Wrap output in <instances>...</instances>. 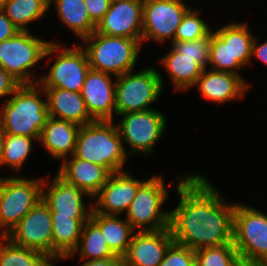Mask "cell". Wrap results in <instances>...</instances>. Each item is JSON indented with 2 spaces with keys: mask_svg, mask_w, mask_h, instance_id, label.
Wrapping results in <instances>:
<instances>
[{
  "mask_svg": "<svg viewBox=\"0 0 267 266\" xmlns=\"http://www.w3.org/2000/svg\"><path fill=\"white\" fill-rule=\"evenodd\" d=\"M177 179L180 199L169 211L174 242L194 251L232 243L235 202L227 203L203 175L190 172Z\"/></svg>",
  "mask_w": 267,
  "mask_h": 266,
  "instance_id": "1",
  "label": "cell"
},
{
  "mask_svg": "<svg viewBox=\"0 0 267 266\" xmlns=\"http://www.w3.org/2000/svg\"><path fill=\"white\" fill-rule=\"evenodd\" d=\"M43 88L38 84H21L6 98L0 110V124L6 134L22 135L39 141L49 112Z\"/></svg>",
  "mask_w": 267,
  "mask_h": 266,
  "instance_id": "2",
  "label": "cell"
},
{
  "mask_svg": "<svg viewBox=\"0 0 267 266\" xmlns=\"http://www.w3.org/2000/svg\"><path fill=\"white\" fill-rule=\"evenodd\" d=\"M114 120H95L80 127L74 155L106 167L111 173L125 171V145Z\"/></svg>",
  "mask_w": 267,
  "mask_h": 266,
  "instance_id": "3",
  "label": "cell"
},
{
  "mask_svg": "<svg viewBox=\"0 0 267 266\" xmlns=\"http://www.w3.org/2000/svg\"><path fill=\"white\" fill-rule=\"evenodd\" d=\"M141 45L142 39L103 35L96 30L81 40L90 68L114 76L134 71Z\"/></svg>",
  "mask_w": 267,
  "mask_h": 266,
  "instance_id": "4",
  "label": "cell"
},
{
  "mask_svg": "<svg viewBox=\"0 0 267 266\" xmlns=\"http://www.w3.org/2000/svg\"><path fill=\"white\" fill-rule=\"evenodd\" d=\"M233 244L247 266L267 264V215L253 206L235 204Z\"/></svg>",
  "mask_w": 267,
  "mask_h": 266,
  "instance_id": "5",
  "label": "cell"
},
{
  "mask_svg": "<svg viewBox=\"0 0 267 266\" xmlns=\"http://www.w3.org/2000/svg\"><path fill=\"white\" fill-rule=\"evenodd\" d=\"M50 41L28 31H19L0 42V66L20 84H36L34 67L44 59ZM33 76V77H32ZM39 78V79H38Z\"/></svg>",
  "mask_w": 267,
  "mask_h": 266,
  "instance_id": "6",
  "label": "cell"
},
{
  "mask_svg": "<svg viewBox=\"0 0 267 266\" xmlns=\"http://www.w3.org/2000/svg\"><path fill=\"white\" fill-rule=\"evenodd\" d=\"M115 80V115L152 110L150 105L163 93L162 76L152 66L116 76Z\"/></svg>",
  "mask_w": 267,
  "mask_h": 266,
  "instance_id": "7",
  "label": "cell"
},
{
  "mask_svg": "<svg viewBox=\"0 0 267 266\" xmlns=\"http://www.w3.org/2000/svg\"><path fill=\"white\" fill-rule=\"evenodd\" d=\"M164 181L161 174H154L138 188L125 213V219L136 232L169 228L170 212L162 209L169 193Z\"/></svg>",
  "mask_w": 267,
  "mask_h": 266,
  "instance_id": "8",
  "label": "cell"
},
{
  "mask_svg": "<svg viewBox=\"0 0 267 266\" xmlns=\"http://www.w3.org/2000/svg\"><path fill=\"white\" fill-rule=\"evenodd\" d=\"M44 178L0 177V236L6 237L42 200Z\"/></svg>",
  "mask_w": 267,
  "mask_h": 266,
  "instance_id": "9",
  "label": "cell"
},
{
  "mask_svg": "<svg viewBox=\"0 0 267 266\" xmlns=\"http://www.w3.org/2000/svg\"><path fill=\"white\" fill-rule=\"evenodd\" d=\"M62 43L48 45L44 58L56 57L47 74L40 77L38 84L42 88H62L72 92H81L90 65L81 45L65 47ZM56 55V56H55Z\"/></svg>",
  "mask_w": 267,
  "mask_h": 266,
  "instance_id": "10",
  "label": "cell"
},
{
  "mask_svg": "<svg viewBox=\"0 0 267 266\" xmlns=\"http://www.w3.org/2000/svg\"><path fill=\"white\" fill-rule=\"evenodd\" d=\"M117 123L118 132L124 142L129 145L127 155L136 153L150 156L154 146L162 138L167 119L159 110L152 109L133 113H123ZM134 154V155H133Z\"/></svg>",
  "mask_w": 267,
  "mask_h": 266,
  "instance_id": "11",
  "label": "cell"
},
{
  "mask_svg": "<svg viewBox=\"0 0 267 266\" xmlns=\"http://www.w3.org/2000/svg\"><path fill=\"white\" fill-rule=\"evenodd\" d=\"M190 8L183 0H143L142 44L149 40L159 44L175 41L177 28Z\"/></svg>",
  "mask_w": 267,
  "mask_h": 266,
  "instance_id": "12",
  "label": "cell"
},
{
  "mask_svg": "<svg viewBox=\"0 0 267 266\" xmlns=\"http://www.w3.org/2000/svg\"><path fill=\"white\" fill-rule=\"evenodd\" d=\"M52 236L51 211L40 200L6 237L15 245L42 252L52 260Z\"/></svg>",
  "mask_w": 267,
  "mask_h": 266,
  "instance_id": "13",
  "label": "cell"
},
{
  "mask_svg": "<svg viewBox=\"0 0 267 266\" xmlns=\"http://www.w3.org/2000/svg\"><path fill=\"white\" fill-rule=\"evenodd\" d=\"M54 177L51 183L48 182V178H44L42 185V200L50 209L51 216L90 218L93 203L90 202L89 206H86L87 203H84V198L91 196L67 183L58 174Z\"/></svg>",
  "mask_w": 267,
  "mask_h": 266,
  "instance_id": "14",
  "label": "cell"
},
{
  "mask_svg": "<svg viewBox=\"0 0 267 266\" xmlns=\"http://www.w3.org/2000/svg\"><path fill=\"white\" fill-rule=\"evenodd\" d=\"M147 179H136L127 171L115 172L93 197V210L104 215L120 216L128 211L138 188Z\"/></svg>",
  "mask_w": 267,
  "mask_h": 266,
  "instance_id": "15",
  "label": "cell"
},
{
  "mask_svg": "<svg viewBox=\"0 0 267 266\" xmlns=\"http://www.w3.org/2000/svg\"><path fill=\"white\" fill-rule=\"evenodd\" d=\"M143 0L111 3L96 31L103 35L141 39L143 33Z\"/></svg>",
  "mask_w": 267,
  "mask_h": 266,
  "instance_id": "16",
  "label": "cell"
},
{
  "mask_svg": "<svg viewBox=\"0 0 267 266\" xmlns=\"http://www.w3.org/2000/svg\"><path fill=\"white\" fill-rule=\"evenodd\" d=\"M112 74L90 69L81 89L89 115L94 120H113L115 114V86Z\"/></svg>",
  "mask_w": 267,
  "mask_h": 266,
  "instance_id": "17",
  "label": "cell"
},
{
  "mask_svg": "<svg viewBox=\"0 0 267 266\" xmlns=\"http://www.w3.org/2000/svg\"><path fill=\"white\" fill-rule=\"evenodd\" d=\"M173 242L169 228L157 231H137L132 237L127 253L122 257L123 265L159 266Z\"/></svg>",
  "mask_w": 267,
  "mask_h": 266,
  "instance_id": "18",
  "label": "cell"
},
{
  "mask_svg": "<svg viewBox=\"0 0 267 266\" xmlns=\"http://www.w3.org/2000/svg\"><path fill=\"white\" fill-rule=\"evenodd\" d=\"M251 85L240 75L204 69L194 87L197 86L204 99L225 104L245 97Z\"/></svg>",
  "mask_w": 267,
  "mask_h": 266,
  "instance_id": "19",
  "label": "cell"
},
{
  "mask_svg": "<svg viewBox=\"0 0 267 266\" xmlns=\"http://www.w3.org/2000/svg\"><path fill=\"white\" fill-rule=\"evenodd\" d=\"M57 174L67 183L85 191L93 200L112 173L106 167L73 154L62 161Z\"/></svg>",
  "mask_w": 267,
  "mask_h": 266,
  "instance_id": "20",
  "label": "cell"
},
{
  "mask_svg": "<svg viewBox=\"0 0 267 266\" xmlns=\"http://www.w3.org/2000/svg\"><path fill=\"white\" fill-rule=\"evenodd\" d=\"M49 117L70 121L80 126L94 122L80 92L62 88H43Z\"/></svg>",
  "mask_w": 267,
  "mask_h": 266,
  "instance_id": "21",
  "label": "cell"
},
{
  "mask_svg": "<svg viewBox=\"0 0 267 266\" xmlns=\"http://www.w3.org/2000/svg\"><path fill=\"white\" fill-rule=\"evenodd\" d=\"M80 127L70 121L49 117L38 142L53 159L62 162L74 154Z\"/></svg>",
  "mask_w": 267,
  "mask_h": 266,
  "instance_id": "22",
  "label": "cell"
},
{
  "mask_svg": "<svg viewBox=\"0 0 267 266\" xmlns=\"http://www.w3.org/2000/svg\"><path fill=\"white\" fill-rule=\"evenodd\" d=\"M169 75L174 89L185 91L194 88L198 77L208 69L209 57H189L180 54L171 46V51L160 59Z\"/></svg>",
  "mask_w": 267,
  "mask_h": 266,
  "instance_id": "23",
  "label": "cell"
},
{
  "mask_svg": "<svg viewBox=\"0 0 267 266\" xmlns=\"http://www.w3.org/2000/svg\"><path fill=\"white\" fill-rule=\"evenodd\" d=\"M52 218V261L72 254L77 248L84 223L90 218L51 216Z\"/></svg>",
  "mask_w": 267,
  "mask_h": 266,
  "instance_id": "24",
  "label": "cell"
},
{
  "mask_svg": "<svg viewBox=\"0 0 267 266\" xmlns=\"http://www.w3.org/2000/svg\"><path fill=\"white\" fill-rule=\"evenodd\" d=\"M90 219L100 228L109 248L119 257H123L136 232L126 219L115 215H104L92 210Z\"/></svg>",
  "mask_w": 267,
  "mask_h": 266,
  "instance_id": "25",
  "label": "cell"
},
{
  "mask_svg": "<svg viewBox=\"0 0 267 266\" xmlns=\"http://www.w3.org/2000/svg\"><path fill=\"white\" fill-rule=\"evenodd\" d=\"M52 3L60 22L80 40L96 30L97 25L90 19L84 0H49V8Z\"/></svg>",
  "mask_w": 267,
  "mask_h": 266,
  "instance_id": "26",
  "label": "cell"
},
{
  "mask_svg": "<svg viewBox=\"0 0 267 266\" xmlns=\"http://www.w3.org/2000/svg\"><path fill=\"white\" fill-rule=\"evenodd\" d=\"M208 66V69L213 71L233 73L242 77L238 72L245 67L240 62H232L230 21L215 31L211 30Z\"/></svg>",
  "mask_w": 267,
  "mask_h": 266,
  "instance_id": "27",
  "label": "cell"
},
{
  "mask_svg": "<svg viewBox=\"0 0 267 266\" xmlns=\"http://www.w3.org/2000/svg\"><path fill=\"white\" fill-rule=\"evenodd\" d=\"M80 252V262L83 260H100L106 258H119L108 246L100 228L91 220H87L82 228L77 248L72 254L63 256L61 259H70Z\"/></svg>",
  "mask_w": 267,
  "mask_h": 266,
  "instance_id": "28",
  "label": "cell"
},
{
  "mask_svg": "<svg viewBox=\"0 0 267 266\" xmlns=\"http://www.w3.org/2000/svg\"><path fill=\"white\" fill-rule=\"evenodd\" d=\"M49 10V0H6L3 11L20 30L28 31V24L41 19Z\"/></svg>",
  "mask_w": 267,
  "mask_h": 266,
  "instance_id": "29",
  "label": "cell"
},
{
  "mask_svg": "<svg viewBox=\"0 0 267 266\" xmlns=\"http://www.w3.org/2000/svg\"><path fill=\"white\" fill-rule=\"evenodd\" d=\"M0 266H55L44 253L20 247L0 236Z\"/></svg>",
  "mask_w": 267,
  "mask_h": 266,
  "instance_id": "30",
  "label": "cell"
},
{
  "mask_svg": "<svg viewBox=\"0 0 267 266\" xmlns=\"http://www.w3.org/2000/svg\"><path fill=\"white\" fill-rule=\"evenodd\" d=\"M35 138L6 134L1 166L7 165L15 172L22 169L33 150Z\"/></svg>",
  "mask_w": 267,
  "mask_h": 266,
  "instance_id": "31",
  "label": "cell"
},
{
  "mask_svg": "<svg viewBox=\"0 0 267 266\" xmlns=\"http://www.w3.org/2000/svg\"><path fill=\"white\" fill-rule=\"evenodd\" d=\"M196 266H237L241 260L233 242L195 250Z\"/></svg>",
  "mask_w": 267,
  "mask_h": 266,
  "instance_id": "32",
  "label": "cell"
},
{
  "mask_svg": "<svg viewBox=\"0 0 267 266\" xmlns=\"http://www.w3.org/2000/svg\"><path fill=\"white\" fill-rule=\"evenodd\" d=\"M253 33L247 23H231L232 62H240L244 67L251 64Z\"/></svg>",
  "mask_w": 267,
  "mask_h": 266,
  "instance_id": "33",
  "label": "cell"
},
{
  "mask_svg": "<svg viewBox=\"0 0 267 266\" xmlns=\"http://www.w3.org/2000/svg\"><path fill=\"white\" fill-rule=\"evenodd\" d=\"M200 9L190 8L178 26L175 41H193L205 37L212 29L200 18Z\"/></svg>",
  "mask_w": 267,
  "mask_h": 266,
  "instance_id": "34",
  "label": "cell"
},
{
  "mask_svg": "<svg viewBox=\"0 0 267 266\" xmlns=\"http://www.w3.org/2000/svg\"><path fill=\"white\" fill-rule=\"evenodd\" d=\"M159 266H196L195 251L173 242Z\"/></svg>",
  "mask_w": 267,
  "mask_h": 266,
  "instance_id": "35",
  "label": "cell"
},
{
  "mask_svg": "<svg viewBox=\"0 0 267 266\" xmlns=\"http://www.w3.org/2000/svg\"><path fill=\"white\" fill-rule=\"evenodd\" d=\"M211 31L203 38L193 41H173L171 46L189 57H209Z\"/></svg>",
  "mask_w": 267,
  "mask_h": 266,
  "instance_id": "36",
  "label": "cell"
},
{
  "mask_svg": "<svg viewBox=\"0 0 267 266\" xmlns=\"http://www.w3.org/2000/svg\"><path fill=\"white\" fill-rule=\"evenodd\" d=\"M90 19L97 25L111 6L110 0H84Z\"/></svg>",
  "mask_w": 267,
  "mask_h": 266,
  "instance_id": "37",
  "label": "cell"
},
{
  "mask_svg": "<svg viewBox=\"0 0 267 266\" xmlns=\"http://www.w3.org/2000/svg\"><path fill=\"white\" fill-rule=\"evenodd\" d=\"M21 84L0 66V98L11 96Z\"/></svg>",
  "mask_w": 267,
  "mask_h": 266,
  "instance_id": "38",
  "label": "cell"
},
{
  "mask_svg": "<svg viewBox=\"0 0 267 266\" xmlns=\"http://www.w3.org/2000/svg\"><path fill=\"white\" fill-rule=\"evenodd\" d=\"M20 30L6 17L3 9H0V42L10 39Z\"/></svg>",
  "mask_w": 267,
  "mask_h": 266,
  "instance_id": "39",
  "label": "cell"
},
{
  "mask_svg": "<svg viewBox=\"0 0 267 266\" xmlns=\"http://www.w3.org/2000/svg\"><path fill=\"white\" fill-rule=\"evenodd\" d=\"M253 57L256 60L262 61L267 67V40L261 44H258L257 39L254 37L251 51V61Z\"/></svg>",
  "mask_w": 267,
  "mask_h": 266,
  "instance_id": "40",
  "label": "cell"
},
{
  "mask_svg": "<svg viewBox=\"0 0 267 266\" xmlns=\"http://www.w3.org/2000/svg\"><path fill=\"white\" fill-rule=\"evenodd\" d=\"M81 266H124L122 257L100 260H84Z\"/></svg>",
  "mask_w": 267,
  "mask_h": 266,
  "instance_id": "41",
  "label": "cell"
},
{
  "mask_svg": "<svg viewBox=\"0 0 267 266\" xmlns=\"http://www.w3.org/2000/svg\"><path fill=\"white\" fill-rule=\"evenodd\" d=\"M5 137H6V132L2 128L0 124V167H1V159L3 155V150H4V143H5Z\"/></svg>",
  "mask_w": 267,
  "mask_h": 266,
  "instance_id": "42",
  "label": "cell"
},
{
  "mask_svg": "<svg viewBox=\"0 0 267 266\" xmlns=\"http://www.w3.org/2000/svg\"><path fill=\"white\" fill-rule=\"evenodd\" d=\"M5 2H6V0H0V9L4 8Z\"/></svg>",
  "mask_w": 267,
  "mask_h": 266,
  "instance_id": "43",
  "label": "cell"
},
{
  "mask_svg": "<svg viewBox=\"0 0 267 266\" xmlns=\"http://www.w3.org/2000/svg\"><path fill=\"white\" fill-rule=\"evenodd\" d=\"M121 1H129V0H110L111 3L121 2Z\"/></svg>",
  "mask_w": 267,
  "mask_h": 266,
  "instance_id": "44",
  "label": "cell"
},
{
  "mask_svg": "<svg viewBox=\"0 0 267 266\" xmlns=\"http://www.w3.org/2000/svg\"><path fill=\"white\" fill-rule=\"evenodd\" d=\"M237 266H247L244 263L240 262Z\"/></svg>",
  "mask_w": 267,
  "mask_h": 266,
  "instance_id": "45",
  "label": "cell"
}]
</instances>
